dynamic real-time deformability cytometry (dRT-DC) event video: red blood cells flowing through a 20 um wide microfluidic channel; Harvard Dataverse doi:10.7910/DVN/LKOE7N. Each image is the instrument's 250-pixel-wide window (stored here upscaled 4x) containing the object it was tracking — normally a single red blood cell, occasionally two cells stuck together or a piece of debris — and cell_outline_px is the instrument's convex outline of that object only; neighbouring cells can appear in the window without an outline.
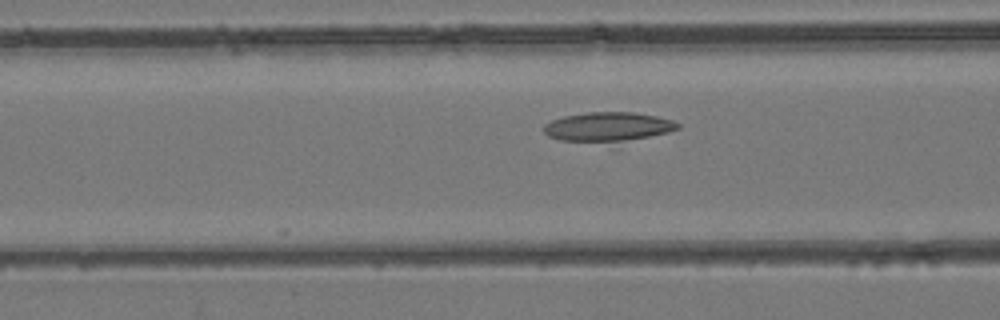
{"species": "common noctule bat (a hibernating species)", "species_latin": "Nyctalus noctula", "temperature_condition": "room temperature", "stored_images_in_passage": 39, "camera_frame_rate_fps": 3000, "um_per_image_px": 0.085, "animal": {"sex": "female", "body_mass_g": 24.6, "forearm_length_mm": 56.2}, "frame": {"image": 1, "passage_image": 8, "time_ms": 2.333, "image_size_px": [1000, 320], "cell_outline_px": [[680, 128], [668, 132], [648, 136], [624, 140], [560, 140], [548, 136], [544, 132], [544, 124], [552, 120], [564, 116], [588, 112], [636, 112], [656, 116], [672, 120], [680, 124]], "centroid_in_image_um": [51.68, 10.73], "position_along_channel_um": 114.9, "area_um2": 22.08}}
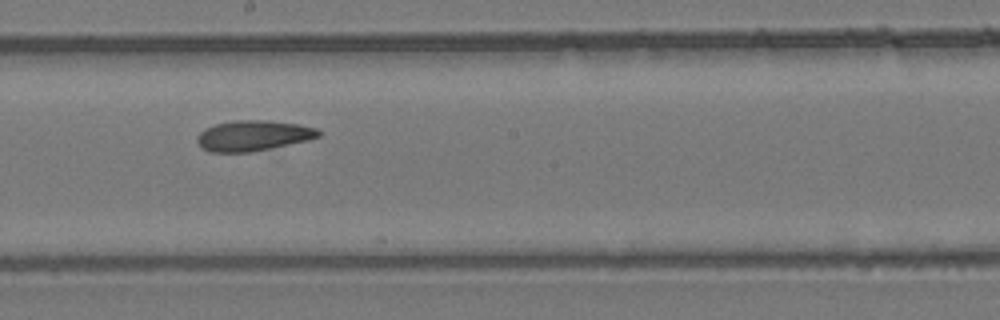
{"frame": {"image": 2, "passage_image": 16, "time_ms": 5.0, "image_size_px": [1000, 320], "cell_outline_px": [[320, 136], [308, 140], [248, 152], [208, 152], [200, 148], [196, 140], [196, 136], [204, 128], [216, 124], [236, 120], [264, 120], [300, 124], [316, 128], [320, 132]], "centroid_in_image_um": [21.46, 11.52], "position_along_channel_um": 226.7, "area_um2": 21.5}}
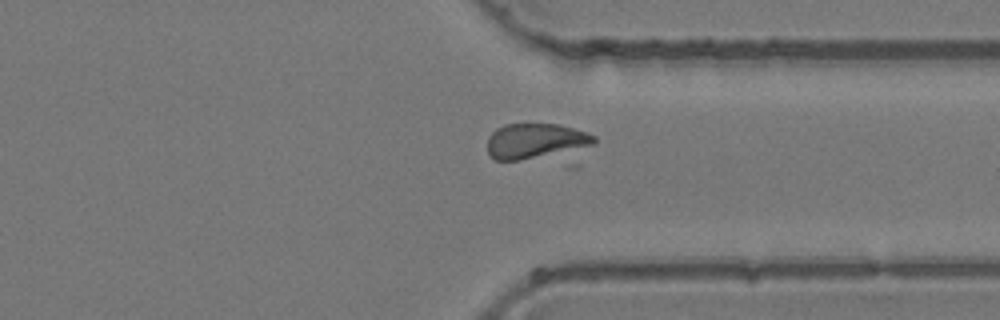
{"frame": {"image": 3, "passage_image": 26, "time_ms": 8.333, "image_size_px": [1000, 320], "cell_outline_px": [[596, 140], [592, 144], [580, 148], [520, 160], [496, 160], [488, 152], [488, 136], [496, 128], [504, 124], [560, 124], [588, 132], [596, 136]], "centroid_in_image_um": [45.49, 11.95], "position_along_channel_um": 365.9, "area_um2": 21.56}}